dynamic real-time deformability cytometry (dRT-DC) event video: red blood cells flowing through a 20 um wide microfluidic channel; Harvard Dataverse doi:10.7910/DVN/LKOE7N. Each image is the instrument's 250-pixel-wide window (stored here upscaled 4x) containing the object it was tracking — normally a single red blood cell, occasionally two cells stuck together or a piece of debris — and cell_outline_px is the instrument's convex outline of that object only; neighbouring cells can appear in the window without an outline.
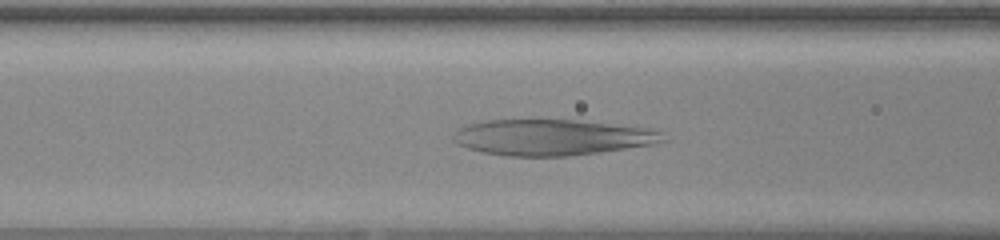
{"species": "human", "species_latin": "Homo sapiens", "temperature_condition": "warm", "stored_images_in_passage": 49, "camera_frame_rate_fps": 3000, "um_per_image_px": 0.085, "donor": {"sex": "female"}, "frame": {"image": 1, "passage_image": 18, "time_ms": 5.667, "image_size_px": [1000, 240], "cell_outline_px": [[668, 140], [656, 144], [600, 152], [568, 156], [508, 156], [484, 152], [468, 148], [452, 140], [452, 136], [460, 128], [468, 124], [484, 120], [576, 120], [636, 124], [656, 128], [664, 132]], "centroid_in_image_um": [47.11, 11.65], "position_along_channel_um": 119.5, "area_um2": 44.8}}
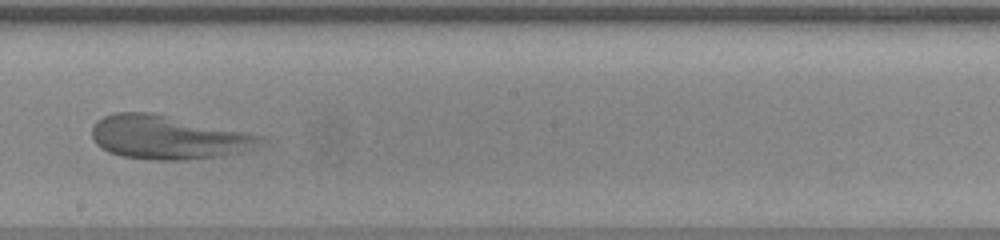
{"frame": {"image": 2, "passage_image": 27, "time_ms": 8.667, "image_size_px": [1000, 240], "cell_outline_px": [[268, 144], [240, 152], [224, 156], [184, 160], [152, 160], [120, 156], [108, 152], [96, 144], [92, 136], [92, 128], [96, 120], [104, 116], [116, 112], [148, 112], [264, 136]], "centroid_in_image_um": [14.3, 11.69], "position_along_channel_um": 233.9, "area_um2": 43.0}}
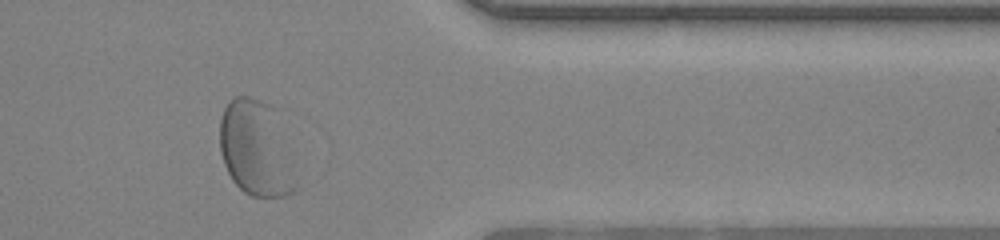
{"frame": {"image": 3, "passage_image": 40, "time_ms": 13.0, "image_size_px": [1000, 240], "cell_outline_px": [[296, 188], [292, 192], [284, 196], [252, 196], [244, 192], [232, 180], [224, 164], [220, 152], [220, 120], [224, 108], [228, 100], [236, 96], [248, 96], [288, 108], [296, 180]], "centroid_in_image_um": [21.92, 12.47], "position_along_channel_um": 389.5, "area_um2": 45.78}, "authors_computed_cell_mechanics": {"area_um2": 48.552, "velocity_mm_per_s": 3.8374, "shape_relaxation_time_tau1_ms": 6.0683, "shape_relaxation_time_tau2_ms": null, "deformation_change_tau1": 0.2791, "deformation_change_tau2": null}}